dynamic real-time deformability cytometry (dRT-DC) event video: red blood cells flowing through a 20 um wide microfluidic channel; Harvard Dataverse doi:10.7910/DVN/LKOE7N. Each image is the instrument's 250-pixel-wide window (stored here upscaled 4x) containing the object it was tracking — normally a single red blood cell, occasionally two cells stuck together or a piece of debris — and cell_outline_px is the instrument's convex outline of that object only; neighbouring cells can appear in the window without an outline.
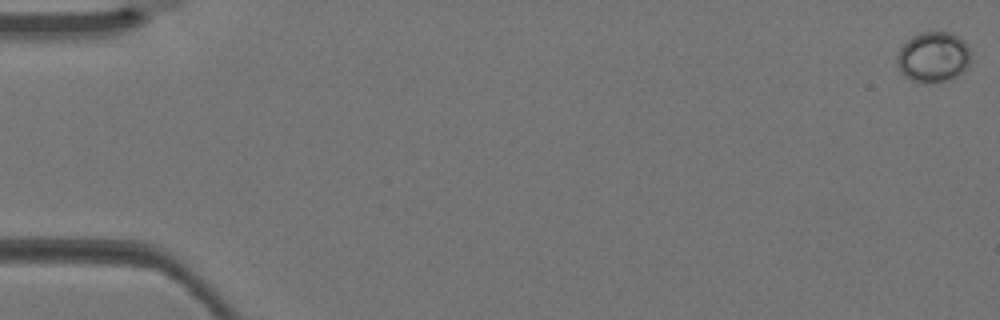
{"species": "Egyptian fruit bat (a non-hibernating species)", "species_latin": "Rousettus aegyptiacus", "temperature_condition": "warm", "stored_images_in_passage": 4, "camera_frame_rate_fps": 3000, "um_per_image_px": 0.085, "animal": {"sex": "female"}, "frame": {"image": 1, "passage_image": 1, "time_ms": 0.0, "image_size_px": [1000, 320], "cell_outline_px": [[968, 64], [960, 72], [944, 80], [912, 80], [904, 76], [900, 72], [896, 64], [896, 56], [900, 48], [912, 36], [920, 32], [952, 32], [964, 40], [968, 44]], "centroid_in_image_um": [79.27, 4.78], "position_along_channel_um": 5.7, "area_um2": 20.98}}
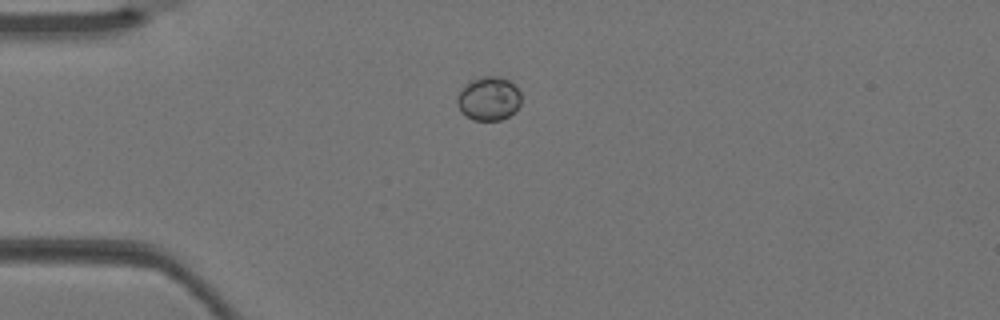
{"frame": {"image": 2, "passage_image": 4, "time_ms": 1.0, "image_size_px": [1000, 320], "cell_outline_px": [[520, 104], [508, 116], [500, 120], [472, 120], [460, 112], [456, 104], [456, 100], [460, 88], [468, 80], [480, 76], [500, 76], [516, 84], [520, 92]], "centroid_in_image_um": [41.49, 8.35], "position_along_channel_um": 43.5, "area_um2": 16.7}}